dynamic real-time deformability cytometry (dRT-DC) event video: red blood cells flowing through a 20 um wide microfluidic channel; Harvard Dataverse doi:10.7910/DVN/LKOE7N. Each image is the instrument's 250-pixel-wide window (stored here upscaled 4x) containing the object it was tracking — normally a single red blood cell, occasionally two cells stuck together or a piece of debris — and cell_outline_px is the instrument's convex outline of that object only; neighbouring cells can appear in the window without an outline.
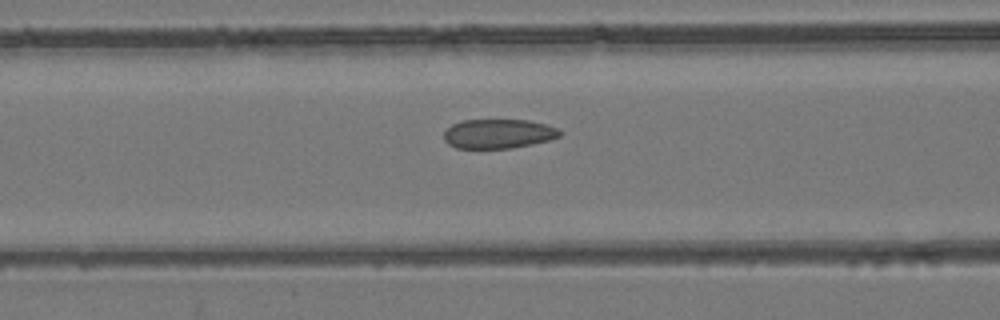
{"species": "common noctule bat (a hibernating species)", "species_latin": "Nyctalus noctula", "temperature_condition": "room temperature", "stored_images_in_passage": 50, "camera_frame_rate_fps": 3000, "um_per_image_px": 0.085, "animal": {"sex": "female", "body_mass_g": 24.6, "forearm_length_mm": 56.2}, "frame": {"image": 1, "passage_image": 19, "time_ms": 6.0, "image_size_px": [1000, 320], "cell_outline_px": [[564, 132], [560, 136], [548, 140], [532, 144], [512, 148], [456, 148], [448, 144], [444, 140], [444, 132], [452, 124], [460, 120], [528, 120], [548, 124]], "centroid_in_image_um": [42.37, 11.36], "position_along_channel_um": 124.2, "area_um2": 19.94}}
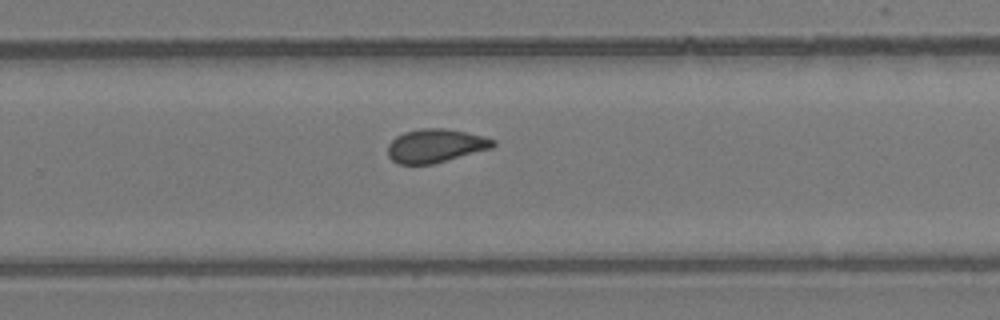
{"frame": {"image": 2, "passage_image": 32, "time_ms": 10.333, "image_size_px": [1000, 320], "cell_outline_px": [[496, 144], [492, 148], [432, 164], [396, 164], [388, 156], [388, 144], [396, 136], [404, 132], [420, 128], [444, 128], [484, 136], [496, 140]], "centroid_in_image_um": [37.0, 12.39], "position_along_channel_um": 292.8, "area_um2": 20.58}}
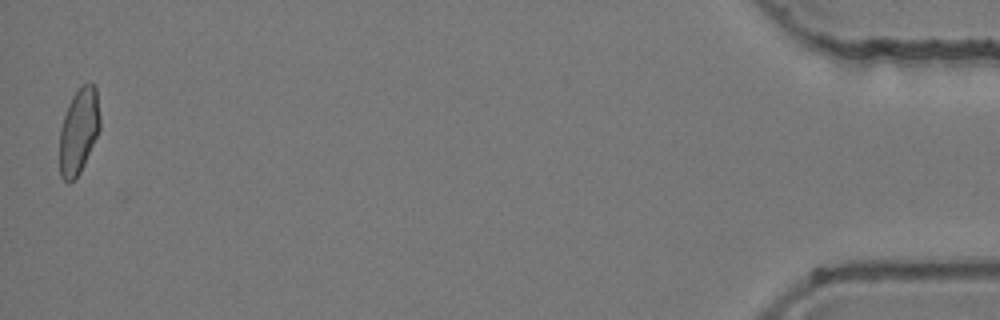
{"frame": {"image": 3, "passage_image": 50, "time_ms": 16.333, "image_size_px": [1000, 320], "cell_outline_px": [[100, 128], [84, 164], [80, 172], [68, 184], [60, 176], [60, 128], [68, 104], [72, 96], [84, 84], [92, 84], [96, 88], [100, 116]], "centroid_in_image_um": [6.69, 11.15], "position_along_channel_um": 428.5, "area_um2": 19.88}, "authors_computed_cell_mechanics": {"area_um2": 20.7502, "velocity_mm_per_s": 3.8888, "shape_relaxation_time_tau1_ms": null, "shape_relaxation_time_tau2_ms": 1.9715, "deformation_change_tau1": null, "deformation_change_tau2": 0.0671}}